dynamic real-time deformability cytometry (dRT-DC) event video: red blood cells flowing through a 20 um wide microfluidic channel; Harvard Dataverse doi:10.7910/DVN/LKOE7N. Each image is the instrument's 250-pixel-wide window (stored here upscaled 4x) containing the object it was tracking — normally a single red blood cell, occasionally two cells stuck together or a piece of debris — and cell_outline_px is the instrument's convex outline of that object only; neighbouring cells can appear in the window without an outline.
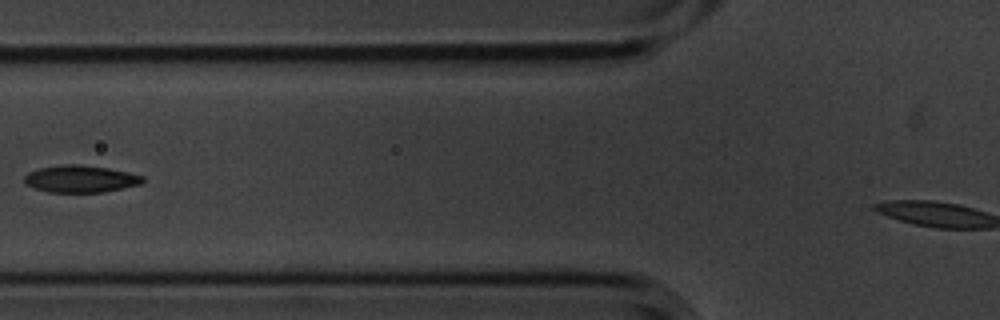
{"species": "common noctule bat (a hibernating species)", "species_latin": "Nyctalus noctula", "temperature_condition": "cold", "stored_images_in_passage": 8, "camera_frame_rate_fps": 3000, "um_per_image_px": 0.085, "animal": {"sex": "male", "body_mass_g": 20.1, "forearm_length_mm": 53.5}, "frame": {"image": 1, "passage_image": 6, "time_ms": 1.667, "image_size_px": [1000, 320], "cell_outline_px": [[144, 180], [140, 184], [104, 192], [48, 192], [24, 184], [24, 176], [28, 172], [40, 168], [60, 164], [80, 164], [108, 168], [128, 172], [144, 176]], "centroid_in_image_um": [6.82, 15.2], "position_along_channel_um": 119.0, "area_um2": 18.73}}
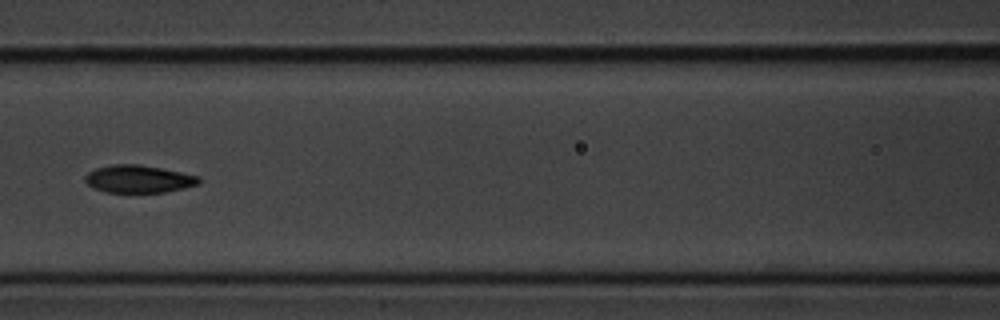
{"frame": {"image": 2, "passage_image": 7, "time_ms": 2.0, "image_size_px": [1000, 320], "cell_outline_px": [[200, 184], [184, 188], [164, 192], [104, 192], [92, 188], [84, 180], [84, 176], [88, 172], [96, 168], [112, 164], [140, 164], [200, 176]], "centroid_in_image_um": [11.76, 15.21], "position_along_channel_um": 154.8, "area_um2": 18.38}}